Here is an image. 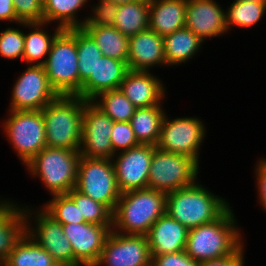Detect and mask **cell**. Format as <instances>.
I'll list each match as a JSON object with an SVG mask.
<instances>
[{
  "instance_id": "obj_28",
  "label": "cell",
  "mask_w": 266,
  "mask_h": 266,
  "mask_svg": "<svg viewBox=\"0 0 266 266\" xmlns=\"http://www.w3.org/2000/svg\"><path fill=\"white\" fill-rule=\"evenodd\" d=\"M113 27L126 37L149 28V0L120 4Z\"/></svg>"
},
{
  "instance_id": "obj_30",
  "label": "cell",
  "mask_w": 266,
  "mask_h": 266,
  "mask_svg": "<svg viewBox=\"0 0 266 266\" xmlns=\"http://www.w3.org/2000/svg\"><path fill=\"white\" fill-rule=\"evenodd\" d=\"M88 0H43V22H59L62 29L82 28L84 21L78 20L77 12Z\"/></svg>"
},
{
  "instance_id": "obj_1",
  "label": "cell",
  "mask_w": 266,
  "mask_h": 266,
  "mask_svg": "<svg viewBox=\"0 0 266 266\" xmlns=\"http://www.w3.org/2000/svg\"><path fill=\"white\" fill-rule=\"evenodd\" d=\"M166 196L149 188L121 193L112 213V230L147 235L151 226L166 213Z\"/></svg>"
},
{
  "instance_id": "obj_33",
  "label": "cell",
  "mask_w": 266,
  "mask_h": 266,
  "mask_svg": "<svg viewBox=\"0 0 266 266\" xmlns=\"http://www.w3.org/2000/svg\"><path fill=\"white\" fill-rule=\"evenodd\" d=\"M76 46L78 56V70L80 75V96L82 84L94 72V66L103 53L93 38L83 29L76 28Z\"/></svg>"
},
{
  "instance_id": "obj_7",
  "label": "cell",
  "mask_w": 266,
  "mask_h": 266,
  "mask_svg": "<svg viewBox=\"0 0 266 266\" xmlns=\"http://www.w3.org/2000/svg\"><path fill=\"white\" fill-rule=\"evenodd\" d=\"M2 123L9 143L26 165L46 146L45 122L41 110H8Z\"/></svg>"
},
{
  "instance_id": "obj_13",
  "label": "cell",
  "mask_w": 266,
  "mask_h": 266,
  "mask_svg": "<svg viewBox=\"0 0 266 266\" xmlns=\"http://www.w3.org/2000/svg\"><path fill=\"white\" fill-rule=\"evenodd\" d=\"M114 121L91 100H85L81 148L79 153L87 158L112 159L111 132Z\"/></svg>"
},
{
  "instance_id": "obj_12",
  "label": "cell",
  "mask_w": 266,
  "mask_h": 266,
  "mask_svg": "<svg viewBox=\"0 0 266 266\" xmlns=\"http://www.w3.org/2000/svg\"><path fill=\"white\" fill-rule=\"evenodd\" d=\"M146 235L122 234L111 230L94 266H151Z\"/></svg>"
},
{
  "instance_id": "obj_19",
  "label": "cell",
  "mask_w": 266,
  "mask_h": 266,
  "mask_svg": "<svg viewBox=\"0 0 266 266\" xmlns=\"http://www.w3.org/2000/svg\"><path fill=\"white\" fill-rule=\"evenodd\" d=\"M118 89L136 108L162 105L166 92L161 79L150 71L129 70Z\"/></svg>"
},
{
  "instance_id": "obj_22",
  "label": "cell",
  "mask_w": 266,
  "mask_h": 266,
  "mask_svg": "<svg viewBox=\"0 0 266 266\" xmlns=\"http://www.w3.org/2000/svg\"><path fill=\"white\" fill-rule=\"evenodd\" d=\"M187 0H149V28L160 36L185 27Z\"/></svg>"
},
{
  "instance_id": "obj_18",
  "label": "cell",
  "mask_w": 266,
  "mask_h": 266,
  "mask_svg": "<svg viewBox=\"0 0 266 266\" xmlns=\"http://www.w3.org/2000/svg\"><path fill=\"white\" fill-rule=\"evenodd\" d=\"M127 65L132 71H150L166 66L163 37L150 28L129 37Z\"/></svg>"
},
{
  "instance_id": "obj_9",
  "label": "cell",
  "mask_w": 266,
  "mask_h": 266,
  "mask_svg": "<svg viewBox=\"0 0 266 266\" xmlns=\"http://www.w3.org/2000/svg\"><path fill=\"white\" fill-rule=\"evenodd\" d=\"M75 189L106 205L113 212L121 191L118 188L112 159L80 156Z\"/></svg>"
},
{
  "instance_id": "obj_3",
  "label": "cell",
  "mask_w": 266,
  "mask_h": 266,
  "mask_svg": "<svg viewBox=\"0 0 266 266\" xmlns=\"http://www.w3.org/2000/svg\"><path fill=\"white\" fill-rule=\"evenodd\" d=\"M198 182L166 196V213L187 229L218 219L230 207L226 199L215 196Z\"/></svg>"
},
{
  "instance_id": "obj_34",
  "label": "cell",
  "mask_w": 266,
  "mask_h": 266,
  "mask_svg": "<svg viewBox=\"0 0 266 266\" xmlns=\"http://www.w3.org/2000/svg\"><path fill=\"white\" fill-rule=\"evenodd\" d=\"M79 207L87 223L96 225H112V211L101 202L95 201L82 194L75 188L67 193Z\"/></svg>"
},
{
  "instance_id": "obj_36",
  "label": "cell",
  "mask_w": 266,
  "mask_h": 266,
  "mask_svg": "<svg viewBox=\"0 0 266 266\" xmlns=\"http://www.w3.org/2000/svg\"><path fill=\"white\" fill-rule=\"evenodd\" d=\"M24 52V33L19 28H6L0 32V56L14 60L21 58Z\"/></svg>"
},
{
  "instance_id": "obj_41",
  "label": "cell",
  "mask_w": 266,
  "mask_h": 266,
  "mask_svg": "<svg viewBox=\"0 0 266 266\" xmlns=\"http://www.w3.org/2000/svg\"><path fill=\"white\" fill-rule=\"evenodd\" d=\"M243 242L230 254L217 259L200 262L198 266H244Z\"/></svg>"
},
{
  "instance_id": "obj_16",
  "label": "cell",
  "mask_w": 266,
  "mask_h": 266,
  "mask_svg": "<svg viewBox=\"0 0 266 266\" xmlns=\"http://www.w3.org/2000/svg\"><path fill=\"white\" fill-rule=\"evenodd\" d=\"M74 255V266H94L98 261L112 225L71 223L62 225Z\"/></svg>"
},
{
  "instance_id": "obj_10",
  "label": "cell",
  "mask_w": 266,
  "mask_h": 266,
  "mask_svg": "<svg viewBox=\"0 0 266 266\" xmlns=\"http://www.w3.org/2000/svg\"><path fill=\"white\" fill-rule=\"evenodd\" d=\"M168 118L165 113L156 147L169 153L188 156L199 164V149L206 134L202 120L194 116L171 120Z\"/></svg>"
},
{
  "instance_id": "obj_21",
  "label": "cell",
  "mask_w": 266,
  "mask_h": 266,
  "mask_svg": "<svg viewBox=\"0 0 266 266\" xmlns=\"http://www.w3.org/2000/svg\"><path fill=\"white\" fill-rule=\"evenodd\" d=\"M128 71L126 62L102 56L94 66V72L82 84L81 97L92 100L103 91L118 89Z\"/></svg>"
},
{
  "instance_id": "obj_40",
  "label": "cell",
  "mask_w": 266,
  "mask_h": 266,
  "mask_svg": "<svg viewBox=\"0 0 266 266\" xmlns=\"http://www.w3.org/2000/svg\"><path fill=\"white\" fill-rule=\"evenodd\" d=\"M151 266H198L186 251L151 256Z\"/></svg>"
},
{
  "instance_id": "obj_8",
  "label": "cell",
  "mask_w": 266,
  "mask_h": 266,
  "mask_svg": "<svg viewBox=\"0 0 266 266\" xmlns=\"http://www.w3.org/2000/svg\"><path fill=\"white\" fill-rule=\"evenodd\" d=\"M199 168V164L188 156L154 146L147 188L167 194L192 185L198 179Z\"/></svg>"
},
{
  "instance_id": "obj_11",
  "label": "cell",
  "mask_w": 266,
  "mask_h": 266,
  "mask_svg": "<svg viewBox=\"0 0 266 266\" xmlns=\"http://www.w3.org/2000/svg\"><path fill=\"white\" fill-rule=\"evenodd\" d=\"M24 209L25 232L28 236L44 248L59 266H74L73 249L69 239L64 235L62 224L44 209H37V212L34 209L31 211L30 207H25ZM32 214H35L34 217L31 216ZM33 218H35V227H31L32 224H30Z\"/></svg>"
},
{
  "instance_id": "obj_44",
  "label": "cell",
  "mask_w": 266,
  "mask_h": 266,
  "mask_svg": "<svg viewBox=\"0 0 266 266\" xmlns=\"http://www.w3.org/2000/svg\"><path fill=\"white\" fill-rule=\"evenodd\" d=\"M108 1H111L115 4H126V3H131V2H135V1H138V0H108Z\"/></svg>"
},
{
  "instance_id": "obj_14",
  "label": "cell",
  "mask_w": 266,
  "mask_h": 266,
  "mask_svg": "<svg viewBox=\"0 0 266 266\" xmlns=\"http://www.w3.org/2000/svg\"><path fill=\"white\" fill-rule=\"evenodd\" d=\"M13 84L9 110H42L58 95L49 84L43 65H29Z\"/></svg>"
},
{
  "instance_id": "obj_6",
  "label": "cell",
  "mask_w": 266,
  "mask_h": 266,
  "mask_svg": "<svg viewBox=\"0 0 266 266\" xmlns=\"http://www.w3.org/2000/svg\"><path fill=\"white\" fill-rule=\"evenodd\" d=\"M79 151L45 147L25 166L34 177H39L50 194H67L75 188Z\"/></svg>"
},
{
  "instance_id": "obj_25",
  "label": "cell",
  "mask_w": 266,
  "mask_h": 266,
  "mask_svg": "<svg viewBox=\"0 0 266 266\" xmlns=\"http://www.w3.org/2000/svg\"><path fill=\"white\" fill-rule=\"evenodd\" d=\"M19 25L33 29L28 34L24 33V52L22 60L27 64L33 63V65H43L46 62L53 40L62 28L56 25V29L51 36V34L49 35V33L44 30V26H47L48 23H20Z\"/></svg>"
},
{
  "instance_id": "obj_45",
  "label": "cell",
  "mask_w": 266,
  "mask_h": 266,
  "mask_svg": "<svg viewBox=\"0 0 266 266\" xmlns=\"http://www.w3.org/2000/svg\"><path fill=\"white\" fill-rule=\"evenodd\" d=\"M236 1H252L266 4V0H236Z\"/></svg>"
},
{
  "instance_id": "obj_20",
  "label": "cell",
  "mask_w": 266,
  "mask_h": 266,
  "mask_svg": "<svg viewBox=\"0 0 266 266\" xmlns=\"http://www.w3.org/2000/svg\"><path fill=\"white\" fill-rule=\"evenodd\" d=\"M188 230L167 213L162 215L146 235L151 256L184 251Z\"/></svg>"
},
{
  "instance_id": "obj_29",
  "label": "cell",
  "mask_w": 266,
  "mask_h": 266,
  "mask_svg": "<svg viewBox=\"0 0 266 266\" xmlns=\"http://www.w3.org/2000/svg\"><path fill=\"white\" fill-rule=\"evenodd\" d=\"M96 42L103 56L121 60L127 63L129 38L115 27L83 26Z\"/></svg>"
},
{
  "instance_id": "obj_17",
  "label": "cell",
  "mask_w": 266,
  "mask_h": 266,
  "mask_svg": "<svg viewBox=\"0 0 266 266\" xmlns=\"http://www.w3.org/2000/svg\"><path fill=\"white\" fill-rule=\"evenodd\" d=\"M185 28L201 40L227 33L225 11L214 0H187Z\"/></svg>"
},
{
  "instance_id": "obj_5",
  "label": "cell",
  "mask_w": 266,
  "mask_h": 266,
  "mask_svg": "<svg viewBox=\"0 0 266 266\" xmlns=\"http://www.w3.org/2000/svg\"><path fill=\"white\" fill-rule=\"evenodd\" d=\"M43 67L57 95L80 96L76 28L62 29L56 35Z\"/></svg>"
},
{
  "instance_id": "obj_31",
  "label": "cell",
  "mask_w": 266,
  "mask_h": 266,
  "mask_svg": "<svg viewBox=\"0 0 266 266\" xmlns=\"http://www.w3.org/2000/svg\"><path fill=\"white\" fill-rule=\"evenodd\" d=\"M91 101L114 122H129L136 109L119 89L103 91Z\"/></svg>"
},
{
  "instance_id": "obj_24",
  "label": "cell",
  "mask_w": 266,
  "mask_h": 266,
  "mask_svg": "<svg viewBox=\"0 0 266 266\" xmlns=\"http://www.w3.org/2000/svg\"><path fill=\"white\" fill-rule=\"evenodd\" d=\"M166 66L185 64L194 57L204 42L190 29L181 28L163 37Z\"/></svg>"
},
{
  "instance_id": "obj_32",
  "label": "cell",
  "mask_w": 266,
  "mask_h": 266,
  "mask_svg": "<svg viewBox=\"0 0 266 266\" xmlns=\"http://www.w3.org/2000/svg\"><path fill=\"white\" fill-rule=\"evenodd\" d=\"M225 11L226 28L232 27L250 28L255 26L266 13V4L252 1H236L230 3ZM232 26V27H231Z\"/></svg>"
},
{
  "instance_id": "obj_15",
  "label": "cell",
  "mask_w": 266,
  "mask_h": 266,
  "mask_svg": "<svg viewBox=\"0 0 266 266\" xmlns=\"http://www.w3.org/2000/svg\"><path fill=\"white\" fill-rule=\"evenodd\" d=\"M153 151V145L139 144L112 157L121 193L148 187Z\"/></svg>"
},
{
  "instance_id": "obj_23",
  "label": "cell",
  "mask_w": 266,
  "mask_h": 266,
  "mask_svg": "<svg viewBox=\"0 0 266 266\" xmlns=\"http://www.w3.org/2000/svg\"><path fill=\"white\" fill-rule=\"evenodd\" d=\"M25 209L0 200V265L7 259L16 242L25 233Z\"/></svg>"
},
{
  "instance_id": "obj_2",
  "label": "cell",
  "mask_w": 266,
  "mask_h": 266,
  "mask_svg": "<svg viewBox=\"0 0 266 266\" xmlns=\"http://www.w3.org/2000/svg\"><path fill=\"white\" fill-rule=\"evenodd\" d=\"M229 207L218 219L188 230L186 253L200 263L230 255L243 240Z\"/></svg>"
},
{
  "instance_id": "obj_39",
  "label": "cell",
  "mask_w": 266,
  "mask_h": 266,
  "mask_svg": "<svg viewBox=\"0 0 266 266\" xmlns=\"http://www.w3.org/2000/svg\"><path fill=\"white\" fill-rule=\"evenodd\" d=\"M13 5L21 23L43 22V0H13Z\"/></svg>"
},
{
  "instance_id": "obj_38",
  "label": "cell",
  "mask_w": 266,
  "mask_h": 266,
  "mask_svg": "<svg viewBox=\"0 0 266 266\" xmlns=\"http://www.w3.org/2000/svg\"><path fill=\"white\" fill-rule=\"evenodd\" d=\"M110 139L113 147V156L118 151H126L139 145L129 122H114Z\"/></svg>"
},
{
  "instance_id": "obj_4",
  "label": "cell",
  "mask_w": 266,
  "mask_h": 266,
  "mask_svg": "<svg viewBox=\"0 0 266 266\" xmlns=\"http://www.w3.org/2000/svg\"><path fill=\"white\" fill-rule=\"evenodd\" d=\"M84 109L81 96L58 95L41 110L47 147L80 150Z\"/></svg>"
},
{
  "instance_id": "obj_43",
  "label": "cell",
  "mask_w": 266,
  "mask_h": 266,
  "mask_svg": "<svg viewBox=\"0 0 266 266\" xmlns=\"http://www.w3.org/2000/svg\"><path fill=\"white\" fill-rule=\"evenodd\" d=\"M0 21L21 23L15 14L13 0H0Z\"/></svg>"
},
{
  "instance_id": "obj_35",
  "label": "cell",
  "mask_w": 266,
  "mask_h": 266,
  "mask_svg": "<svg viewBox=\"0 0 266 266\" xmlns=\"http://www.w3.org/2000/svg\"><path fill=\"white\" fill-rule=\"evenodd\" d=\"M52 197L42 208L56 221L62 225L86 222L79 207L68 194H57Z\"/></svg>"
},
{
  "instance_id": "obj_37",
  "label": "cell",
  "mask_w": 266,
  "mask_h": 266,
  "mask_svg": "<svg viewBox=\"0 0 266 266\" xmlns=\"http://www.w3.org/2000/svg\"><path fill=\"white\" fill-rule=\"evenodd\" d=\"M99 1L95 7L92 6L93 14L83 20L84 26H113L119 5L108 0Z\"/></svg>"
},
{
  "instance_id": "obj_27",
  "label": "cell",
  "mask_w": 266,
  "mask_h": 266,
  "mask_svg": "<svg viewBox=\"0 0 266 266\" xmlns=\"http://www.w3.org/2000/svg\"><path fill=\"white\" fill-rule=\"evenodd\" d=\"M0 266H59L54 258L25 232Z\"/></svg>"
},
{
  "instance_id": "obj_26",
  "label": "cell",
  "mask_w": 266,
  "mask_h": 266,
  "mask_svg": "<svg viewBox=\"0 0 266 266\" xmlns=\"http://www.w3.org/2000/svg\"><path fill=\"white\" fill-rule=\"evenodd\" d=\"M162 105L136 108L129 123L139 144L156 146L165 112Z\"/></svg>"
},
{
  "instance_id": "obj_42",
  "label": "cell",
  "mask_w": 266,
  "mask_h": 266,
  "mask_svg": "<svg viewBox=\"0 0 266 266\" xmlns=\"http://www.w3.org/2000/svg\"><path fill=\"white\" fill-rule=\"evenodd\" d=\"M256 169V181H257V188L259 195V201L261 206L266 211V159L263 158L262 160L257 161Z\"/></svg>"
}]
</instances>
